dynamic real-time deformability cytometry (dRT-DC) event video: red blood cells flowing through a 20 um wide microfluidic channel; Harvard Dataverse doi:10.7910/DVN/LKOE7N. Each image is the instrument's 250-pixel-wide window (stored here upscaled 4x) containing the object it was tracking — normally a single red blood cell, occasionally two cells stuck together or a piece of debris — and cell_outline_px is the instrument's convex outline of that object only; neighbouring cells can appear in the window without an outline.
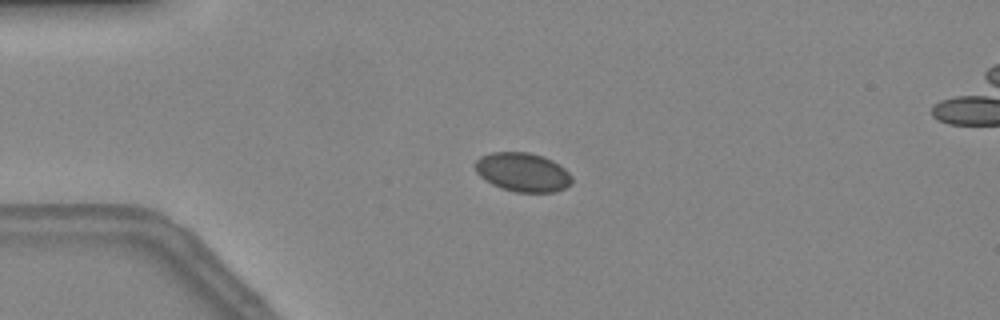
{"species": "common noctule bat (a hibernating species)", "species_latin": "Nyctalus noctula", "temperature_condition": "warm", "stored_images_in_passage": 48, "camera_frame_rate_fps": 3000, "um_per_image_px": 0.085, "animal": {"sex": "female", "body_mass_g": 24.6, "forearm_length_mm": 56.2}, "frame": {"image": 1, "passage_image": 12, "time_ms": 3.667, "image_size_px": [1000, 320], "cell_outline_px": [[572, 184], [556, 192], [516, 192], [500, 188], [484, 180], [476, 172], [476, 160], [480, 156], [492, 152], [528, 152], [552, 160], [564, 168], [572, 176]], "centroid_in_image_um": [44.42, 14.64], "position_along_channel_um": 40.6, "area_um2": 21.96}}
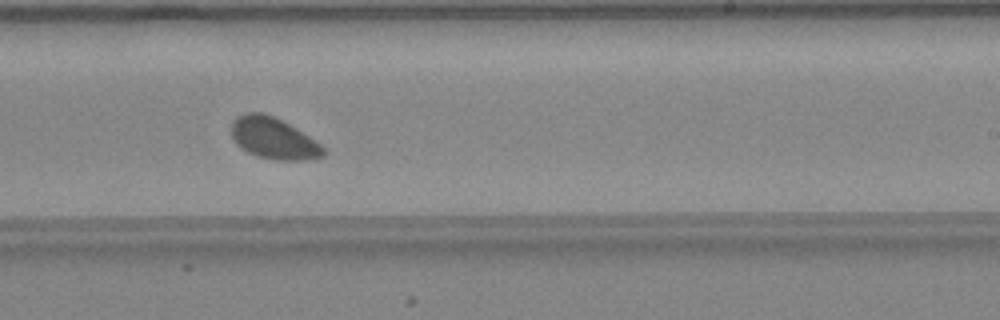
{"frame": {"image": 2, "passage_image": 30, "time_ms": 9.667, "image_size_px": [1000, 320], "cell_outline_px": [[328, 152], [324, 156], [308, 160], [276, 160], [256, 156], [248, 152], [236, 144], [232, 136], [232, 120], [236, 116], [244, 112], [264, 112], [296, 128], [316, 140]], "centroid_in_image_um": [23.26, 11.76], "position_along_channel_um": 265.7, "area_um2": 22.37}}
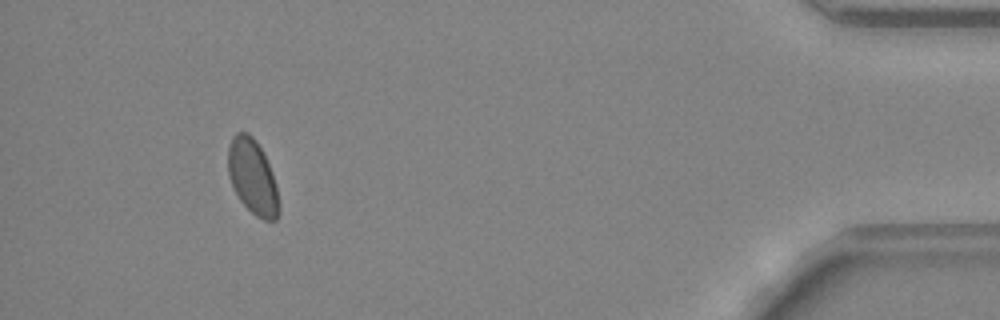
{"frame": {"image": 3, "passage_image": 45, "time_ms": 14.667, "image_size_px": [1000, 320], "cell_outline_px": [[280, 212], [276, 220], [264, 220], [256, 216], [240, 200], [228, 176], [228, 148], [232, 136], [236, 132], [248, 132], [256, 140], [272, 172], [276, 184], [280, 204]], "centroid_in_image_um": [21.48, 15.04], "position_along_channel_um": 413.7, "area_um2": 22.2}, "authors_computed_cell_mechanics": {"area_um2": 21.9351, "velocity_mm_per_s": 4.2606, "shape_relaxation_time_tau1_ms": null, "shape_relaxation_time_tau2_ms": 4.7186, "deformation_change_tau1": null, "deformation_change_tau2": 0.0686}}